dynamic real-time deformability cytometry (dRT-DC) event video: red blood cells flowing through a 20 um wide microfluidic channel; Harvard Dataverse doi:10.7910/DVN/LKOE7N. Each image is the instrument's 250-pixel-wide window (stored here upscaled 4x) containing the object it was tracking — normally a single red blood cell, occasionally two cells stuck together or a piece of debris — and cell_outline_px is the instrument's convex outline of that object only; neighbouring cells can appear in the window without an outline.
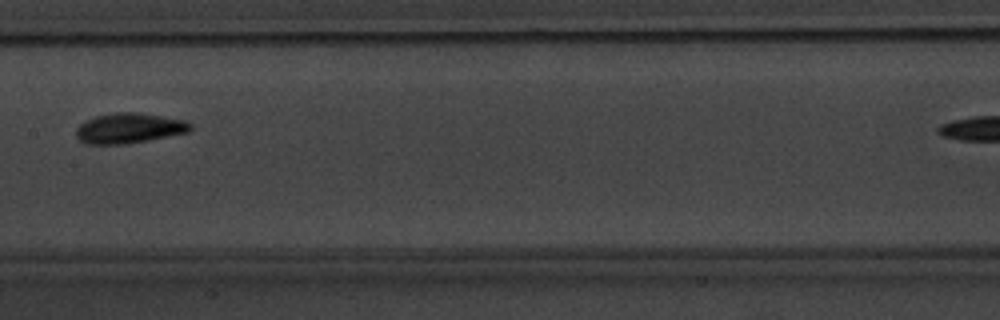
{"species": "common noctule bat (a hibernating species)", "species_latin": "Nyctalus noctula", "temperature_condition": "warm", "stored_images_in_passage": 8, "camera_frame_rate_fps": 3000, "um_per_image_px": 0.085, "animal": {"sex": "male", "body_mass_g": 20.1, "forearm_length_mm": 53.5}, "frame": {"image": 1, "passage_image": 7, "time_ms": 7.0, "image_size_px": [1000, 320], "cell_outline_px": [[192, 128], [188, 132], [148, 140], [124, 144], [88, 144], [80, 140], [76, 136], [76, 128], [80, 124], [96, 116], [116, 112], [132, 112], [160, 116], [184, 120], [192, 124]], "centroid_in_image_um": [10.97, 10.9], "position_along_channel_um": 196.4, "area_um2": 19.83}}